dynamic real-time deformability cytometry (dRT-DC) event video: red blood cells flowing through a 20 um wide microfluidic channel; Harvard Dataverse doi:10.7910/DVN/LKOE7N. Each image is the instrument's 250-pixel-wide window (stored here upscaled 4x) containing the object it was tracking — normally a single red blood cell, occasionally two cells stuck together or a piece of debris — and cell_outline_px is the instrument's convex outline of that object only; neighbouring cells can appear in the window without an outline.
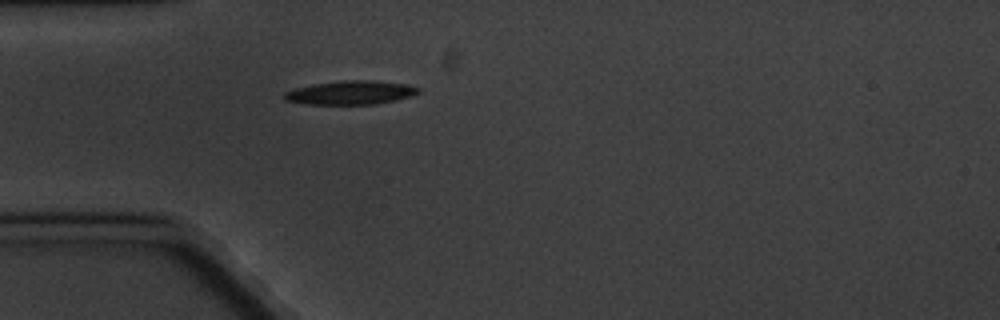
{"species": "common noctule bat (a hibernating species)", "species_latin": "Nyctalus noctula", "temperature_condition": "cold", "stored_images_in_passage": 1, "camera_frame_rate_fps": 3000, "um_per_image_px": 0.085, "animal": {"sex": "male", "body_mass_g": 20.1, "forearm_length_mm": 53.5}, "frame": {"image": 1, "passage_image": 1, "time_ms": 0.0, "image_size_px": [1000, 320], "cell_outline_px": [[420, 92], [412, 96], [396, 100], [376, 104], [304, 104], [284, 100], [280, 96], [284, 92], [296, 88], [316, 84], [340, 80], [376, 80], [408, 84], [420, 88]], "centroid_in_image_um": [29.81, 7.87], "position_along_channel_um": 55.2, "area_um2": 18.79}}